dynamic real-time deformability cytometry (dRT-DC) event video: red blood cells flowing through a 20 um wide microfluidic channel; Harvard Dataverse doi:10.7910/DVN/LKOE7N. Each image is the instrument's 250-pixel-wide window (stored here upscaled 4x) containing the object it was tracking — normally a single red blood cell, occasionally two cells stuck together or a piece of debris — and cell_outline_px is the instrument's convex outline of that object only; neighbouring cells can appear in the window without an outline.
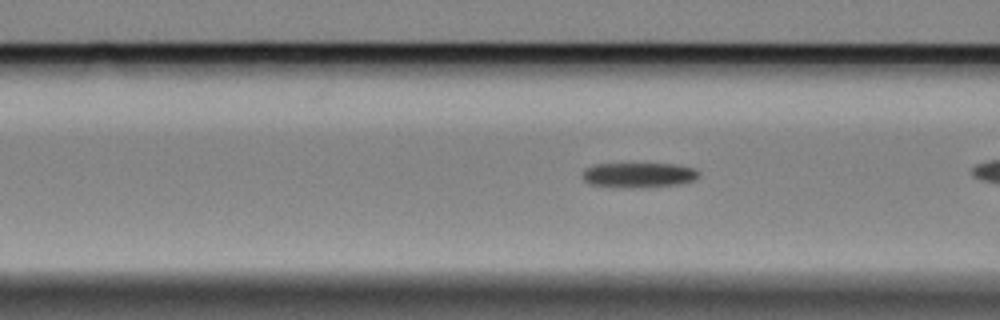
{"species": "Egyptian fruit bat (a non-hibernating species)", "species_latin": "Rousettus aegyptiacus", "temperature_condition": "cold", "stored_images_in_passage": 38, "camera_frame_rate_fps": 3000, "um_per_image_px": 0.085, "animal": {"sex": "female"}, "frame": {"image": 1, "passage_image": 12, "time_ms": 3.667, "image_size_px": [1000, 320], "cell_outline_px": [[700, 176], [696, 180], [680, 184], [632, 188], [588, 184], [580, 176], [580, 172], [584, 168], [592, 164], [676, 164], [696, 168], [700, 172]], "centroid_in_image_um": [54.27, 14.87], "position_along_channel_um": 112.3, "area_um2": 17.28}}
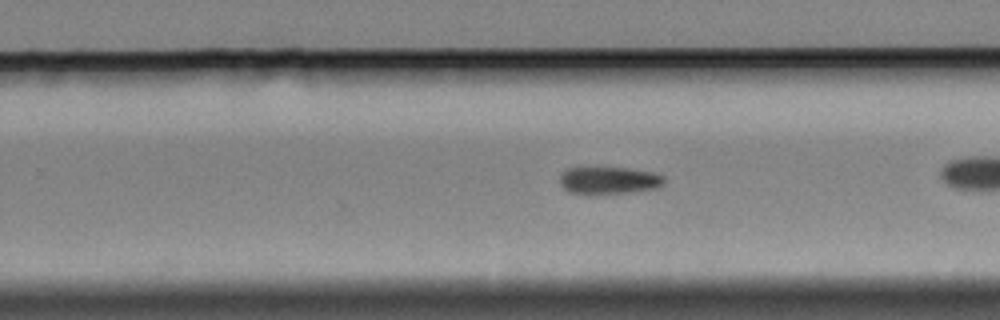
{"frame": {"image": 2, "passage_image": 27, "time_ms": 8.667, "image_size_px": [1000, 320], "cell_outline_px": [[664, 184], [656, 188], [628, 192], [572, 192], [564, 188], [560, 184], [560, 176], [568, 168], [628, 168], [656, 172], [664, 176]], "centroid_in_image_um": [51.83, 15.3], "position_along_channel_um": 278.0, "area_um2": 16.01}, "authors_computed_cell_mechanics": {"area_um2": 17.2822, "velocity_mm_per_s": 3.3235, "shape_relaxation_time_tau1_ms": 5.2913, "shape_relaxation_time_tau2_ms": null, "deformation_change_tau1": 0.1108, "deformation_change_tau2": null}}